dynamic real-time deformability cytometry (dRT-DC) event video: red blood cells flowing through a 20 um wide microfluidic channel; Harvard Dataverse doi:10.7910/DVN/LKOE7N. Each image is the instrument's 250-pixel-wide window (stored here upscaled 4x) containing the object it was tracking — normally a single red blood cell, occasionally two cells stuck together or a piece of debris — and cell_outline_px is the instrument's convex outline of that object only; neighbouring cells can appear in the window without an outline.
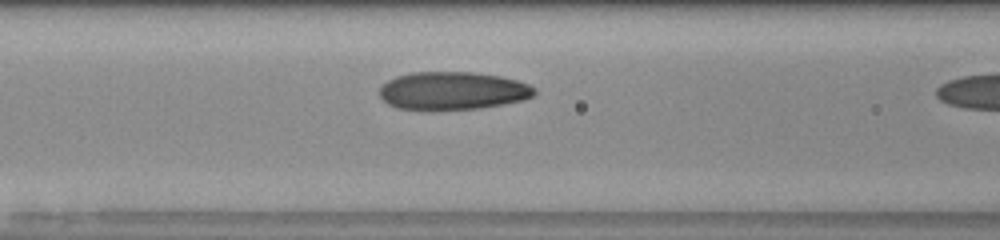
{"species": "human", "species_latin": "Homo sapiens", "temperature_condition": "room temperature", "stored_images_in_passage": 9, "camera_frame_rate_fps": 3000, "um_per_image_px": 0.085, "donor": {"sex": "male"}, "frame": {"image": 1, "passage_image": 8, "time_ms": 2.333, "image_size_px": [1000, 240], "cell_outline_px": [[536, 92], [532, 96], [524, 100], [504, 104], [480, 108], [396, 108], [388, 104], [380, 96], [380, 88], [388, 80], [396, 76], [412, 72], [472, 72], [500, 76], [516, 80], [528, 84], [536, 88]], "centroid_in_image_um": [38.51, 7.69], "position_along_channel_um": 128.1, "area_um2": 33.76}}